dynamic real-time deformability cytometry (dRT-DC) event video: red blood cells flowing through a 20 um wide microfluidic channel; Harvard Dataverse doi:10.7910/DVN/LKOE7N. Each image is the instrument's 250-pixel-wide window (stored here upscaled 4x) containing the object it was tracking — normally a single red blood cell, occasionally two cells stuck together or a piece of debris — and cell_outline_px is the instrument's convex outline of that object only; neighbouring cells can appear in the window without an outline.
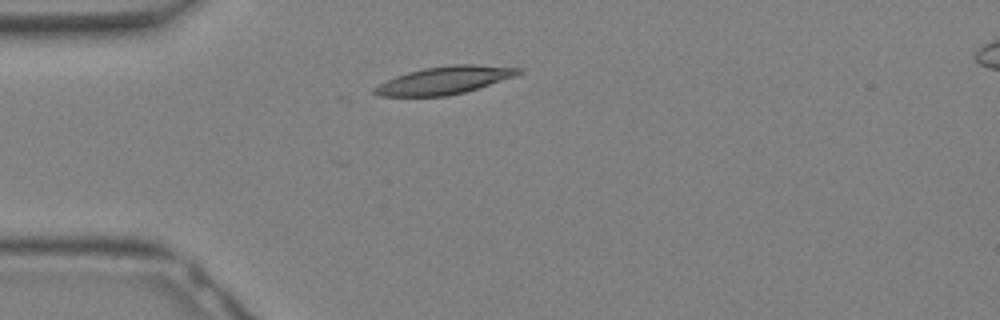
{"species": "Egyptian fruit bat (a non-hibernating species)", "species_latin": "Rousettus aegyptiacus", "temperature_condition": "warm", "stored_images_in_passage": 24, "camera_frame_rate_fps": 3000, "um_per_image_px": 0.085, "animal": {"sex": "female"}, "frame": {"image": 1, "passage_image": 1, "time_ms": 0.0, "image_size_px": [1000, 320], "cell_outline_px": [[524, 72], [516, 76], [464, 92], [448, 96], [380, 96], [372, 92], [372, 88], [396, 76], [408, 72], [424, 68], [452, 64], [476, 64], [524, 68]], "centroid_in_image_um": [37.82, 6.81], "position_along_channel_um": 47.2, "area_um2": 23.24}}
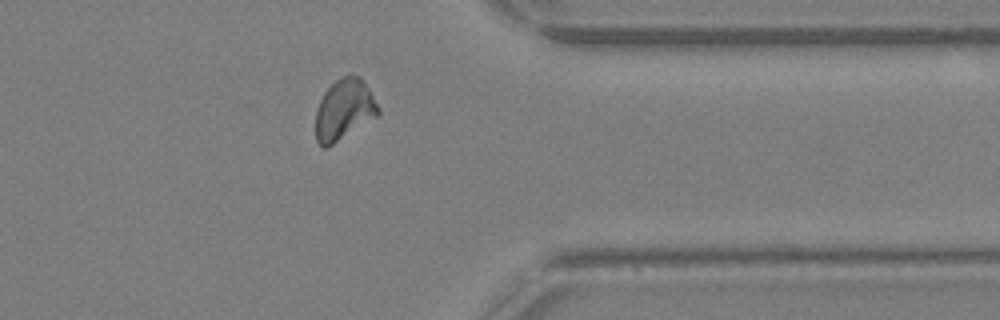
{"frame": {"image": 2, "passage_image": 18, "time_ms": 5.667, "image_size_px": [1000, 320], "cell_outline_px": [[380, 112], [376, 116], [328, 148], [320, 148], [316, 140], [316, 108], [324, 92], [336, 80], [344, 76], [360, 76], [368, 88], [380, 108]], "centroid_in_image_um": [29.22, 9.36], "position_along_channel_um": 382.2, "area_um2": 22.02}}
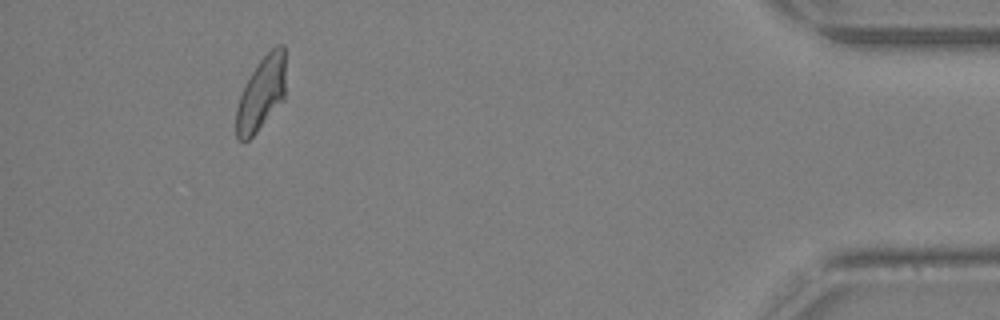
{"frame": {"image": 3, "passage_image": 22, "time_ms": 7.0, "image_size_px": [1000, 320], "cell_outline_px": [[284, 100], [256, 132], [244, 144], [236, 140], [236, 108], [240, 96], [252, 72], [260, 60], [276, 44], [284, 44]], "centroid_in_image_um": [22.19, 8.0], "position_along_channel_um": 413.0, "area_um2": 21.04}}